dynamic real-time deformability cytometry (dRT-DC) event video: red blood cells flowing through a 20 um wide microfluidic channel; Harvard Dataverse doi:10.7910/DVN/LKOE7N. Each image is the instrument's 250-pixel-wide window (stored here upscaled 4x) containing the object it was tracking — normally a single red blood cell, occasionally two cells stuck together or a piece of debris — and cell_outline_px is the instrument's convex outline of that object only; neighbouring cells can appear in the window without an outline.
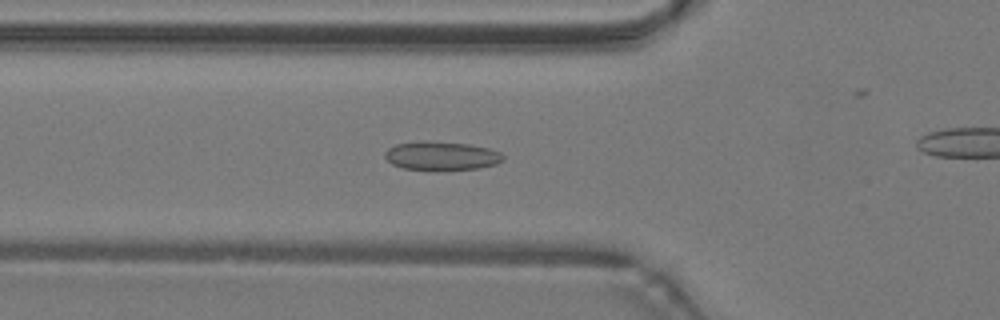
{"species": "common noctule bat (a hibernating species)", "species_latin": "Nyctalus noctula", "temperature_condition": "warm", "stored_images_in_passage": 31, "camera_frame_rate_fps": 3000, "um_per_image_px": 0.085, "animal": {"sex": "male", "body_mass_g": 19.2, "forearm_length_mm": 51.8}, "frame": {"image": 1, "passage_image": 7, "time_ms": 2.0, "image_size_px": [1000, 320], "cell_outline_px": [[504, 160], [496, 164], [480, 168], [436, 172], [404, 168], [392, 164], [384, 156], [384, 152], [388, 148], [396, 144], [420, 140], [432, 140], [468, 144], [488, 148], [500, 152], [504, 156]], "centroid_in_image_um": [37.51, 13.26], "position_along_channel_um": 88.3, "area_um2": 20.52}}
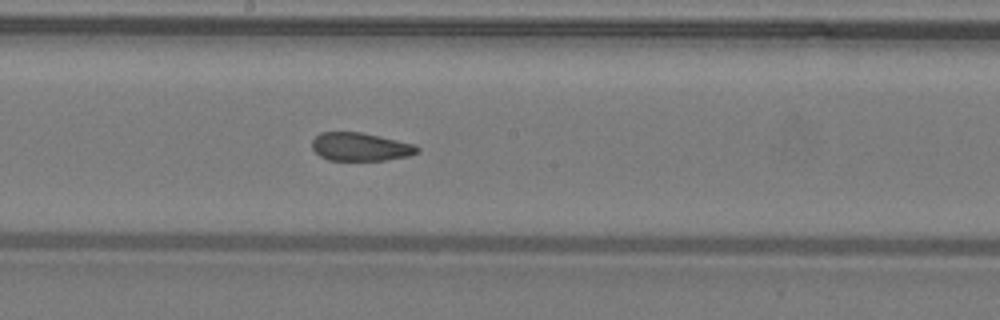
{"frame": {"image": 2, "passage_image": 16, "time_ms": 5.0, "image_size_px": [1000, 320], "cell_outline_px": [[420, 152], [408, 156], [384, 160], [328, 160], [320, 156], [312, 148], [312, 140], [320, 132], [360, 132], [380, 136], [416, 144], [420, 148]], "centroid_in_image_um": [30.66, 12.47], "position_along_channel_um": 217.5, "area_um2": 17.4}}
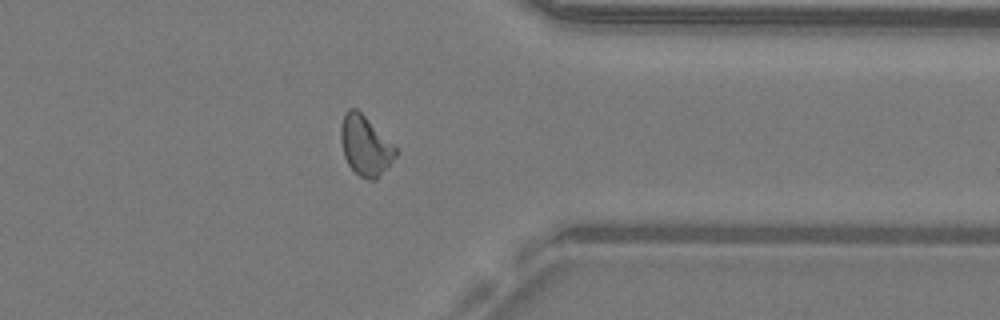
{"frame": {"image": 3, "passage_image": 28, "time_ms": 9.0, "image_size_px": [1000, 320], "cell_outline_px": [[396, 156], [376, 180], [368, 180], [360, 176], [348, 164], [344, 156], [340, 136], [340, 128], [344, 112], [348, 108], [356, 108], [396, 148]], "centroid_in_image_um": [31.01, 12.38], "position_along_channel_um": 380.4, "area_um2": 18.67}}